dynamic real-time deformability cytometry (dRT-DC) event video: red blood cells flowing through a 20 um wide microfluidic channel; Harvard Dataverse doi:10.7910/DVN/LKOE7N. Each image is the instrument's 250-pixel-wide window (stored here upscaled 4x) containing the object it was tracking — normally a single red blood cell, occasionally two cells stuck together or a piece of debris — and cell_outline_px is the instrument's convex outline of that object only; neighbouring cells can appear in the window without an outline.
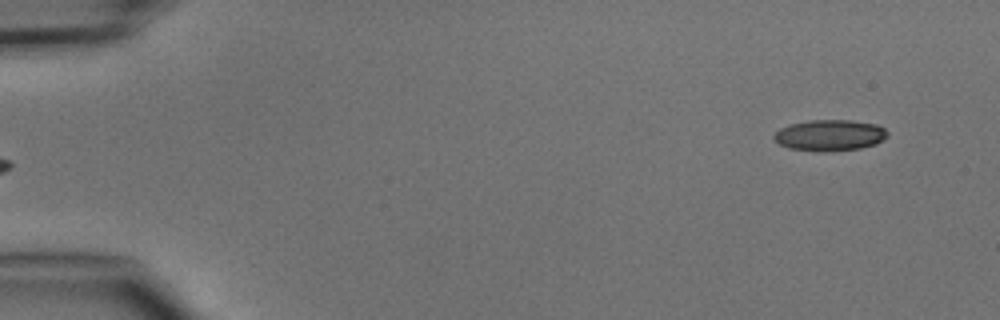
{"species": "common noctule bat (a hibernating species)", "species_latin": "Nyctalus noctula", "temperature_condition": "cold", "stored_images_in_passage": 5, "segment_of_instrument_passage": [2, 2], "camera_frame_rate_fps": 3000, "um_per_image_px": 0.085, "animal": {"sex": "male", "body_mass_g": 15.6}, "frame": {"image": 1, "passage_image": 5, "time_ms": 5.333, "image_size_px": [1000, 320], "cell_outline_px": [[888, 136], [876, 144], [860, 148], [820, 152], [788, 148], [772, 140], [772, 136], [780, 128], [788, 124], [808, 120], [848, 120], [876, 124], [884, 128], [888, 132]], "centroid_in_image_um": [70.49, 11.49], "position_along_channel_um": 14.5, "area_um2": 20.75}}